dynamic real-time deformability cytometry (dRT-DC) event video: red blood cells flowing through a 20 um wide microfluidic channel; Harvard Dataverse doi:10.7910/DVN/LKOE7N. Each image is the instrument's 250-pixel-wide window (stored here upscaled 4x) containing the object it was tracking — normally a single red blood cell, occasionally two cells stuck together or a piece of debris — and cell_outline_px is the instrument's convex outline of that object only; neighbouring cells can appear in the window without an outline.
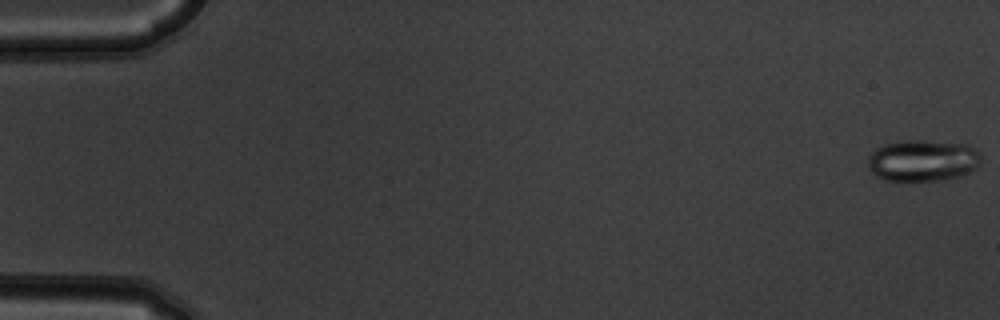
{"species": "common noctule bat (a hibernating species)", "species_latin": "Nyctalus noctula", "temperature_condition": "warm", "stored_images_in_passage": 8, "camera_frame_rate_fps": 3000, "um_per_image_px": 0.085, "animal": {"sex": "male", "body_mass_g": 19.5, "forearm_length_mm": 54.6}, "frame": {"image": 1, "passage_image": 1, "time_ms": 0.0, "image_size_px": [1000, 320], "cell_outline_px": [[980, 164], [976, 168], [968, 172], [944, 180], [884, 180], [872, 172], [868, 168], [868, 156], [876, 148], [884, 144], [904, 140], [928, 140], [968, 144], [976, 148], [980, 152]], "centroid_in_image_um": [78.44, 13.62], "position_along_channel_um": 6.6, "area_um2": 27.51}}